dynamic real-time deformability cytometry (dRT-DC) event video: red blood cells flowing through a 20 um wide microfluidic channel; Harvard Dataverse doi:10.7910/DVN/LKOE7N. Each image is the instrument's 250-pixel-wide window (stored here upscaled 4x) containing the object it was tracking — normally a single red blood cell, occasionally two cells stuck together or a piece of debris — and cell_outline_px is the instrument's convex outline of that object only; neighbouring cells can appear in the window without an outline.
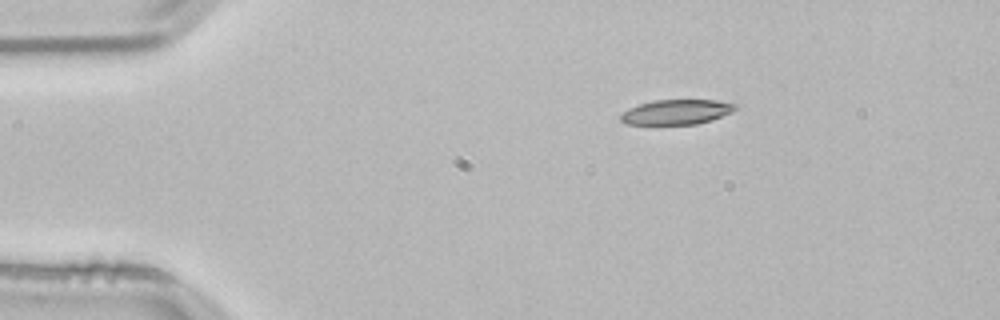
{"species": "common noctule bat (a hibernating species)", "species_latin": "Nyctalus noctula", "temperature_condition": "room temperature", "stored_images_in_passage": 45, "camera_frame_rate_fps": 3000, "um_per_image_px": 0.085, "animal": {"sex": "male", "body_mass_g": 21.5, "forearm_length_mm": 52.0}, "frame": {"image": 1, "passage_image": 1, "time_ms": 0.0, "image_size_px": [1000, 320], "cell_outline_px": [[736, 108], [732, 112], [712, 120], [696, 124], [624, 124], [620, 120], [620, 116], [628, 108], [640, 104], [656, 100], [716, 100], [736, 104]], "centroid_in_image_um": [57.5, 9.52], "position_along_channel_um": 27.5, "area_um2": 16.53}}
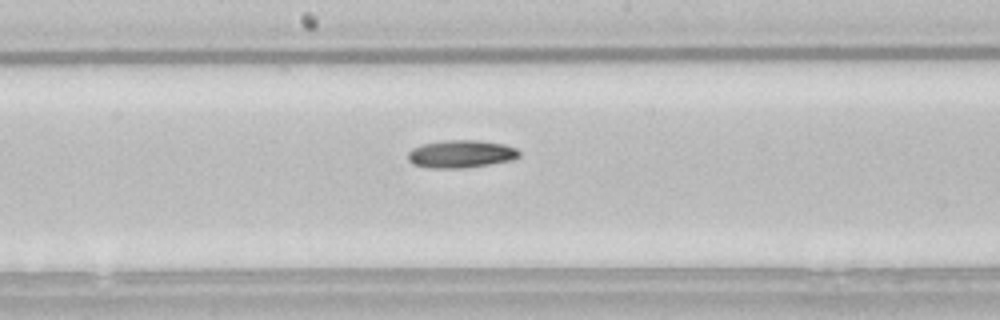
{"frame": {"image": 2, "passage_image": 20, "time_ms": 6.333, "image_size_px": [1000, 320], "cell_outline_px": [[520, 156], [512, 160], [464, 168], [428, 168], [412, 164], [408, 160], [408, 152], [412, 148], [420, 144], [444, 140], [480, 140], [504, 144], [516, 148], [520, 152]], "centroid_in_image_um": [39.16, 13.08], "position_along_channel_um": 209.0, "area_um2": 18.15}}
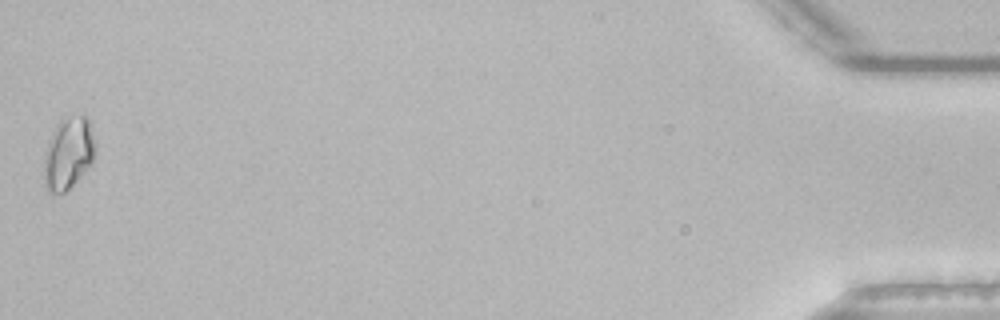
{"frame": {"image": 3, "passage_image": 45, "time_ms": 14.667, "image_size_px": [1000, 320], "cell_outline_px": [[96, 152], [92, 164], [64, 192], [48, 192], [44, 184], [44, 160], [48, 140], [52, 132], [60, 120], [64, 116], [84, 112], [88, 116], [96, 148]], "centroid_in_image_um": [5.83, 12.95], "position_along_channel_um": 429.4, "area_um2": 21.85}}